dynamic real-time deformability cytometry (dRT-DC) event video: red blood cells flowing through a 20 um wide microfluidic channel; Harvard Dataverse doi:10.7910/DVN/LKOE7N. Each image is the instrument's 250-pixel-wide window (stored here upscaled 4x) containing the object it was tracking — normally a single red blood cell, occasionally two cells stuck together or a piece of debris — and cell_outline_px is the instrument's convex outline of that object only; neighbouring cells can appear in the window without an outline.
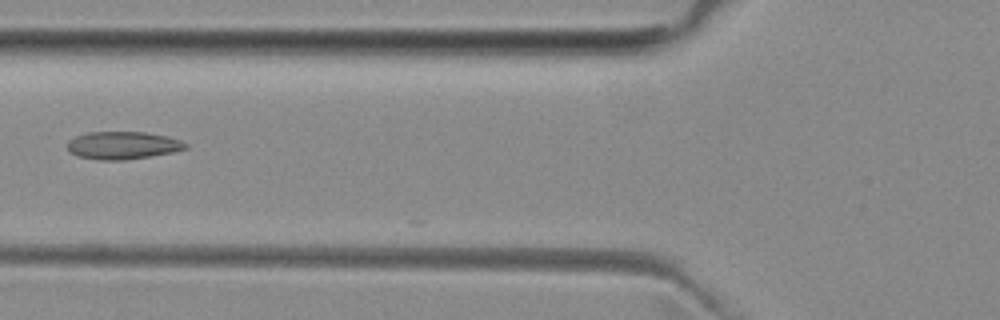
{"species": "common noctule bat (a hibernating species)", "species_latin": "Nyctalus noctula", "temperature_condition": "room temperature", "stored_images_in_passage": 6, "camera_frame_rate_fps": 3000, "um_per_image_px": 0.085, "animal": {"sex": "female", "body_mass_g": 29.2, "forearm_length_mm": 56.3}, "frame": {"image": 1, "passage_image": 6, "time_ms": 5.667, "image_size_px": [1000, 320], "cell_outline_px": [[188, 148], [172, 152], [124, 160], [96, 160], [76, 156], [68, 152], [68, 140], [76, 136], [88, 132], [144, 132], [168, 136], [180, 140], [188, 144]], "centroid_in_image_um": [10.41, 12.36], "position_along_channel_um": 115.4, "area_um2": 19.13}}